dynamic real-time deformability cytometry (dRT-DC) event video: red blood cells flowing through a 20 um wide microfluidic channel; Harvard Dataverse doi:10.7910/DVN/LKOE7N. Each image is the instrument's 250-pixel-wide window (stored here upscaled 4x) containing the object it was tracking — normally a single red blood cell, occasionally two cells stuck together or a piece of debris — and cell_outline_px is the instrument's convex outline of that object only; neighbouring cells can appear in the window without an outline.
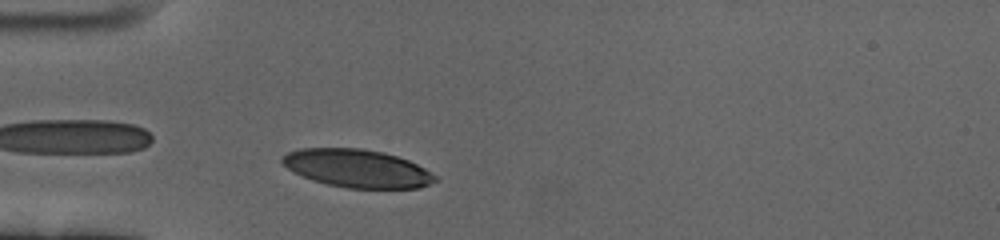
{"species": "human", "species_latin": "Homo sapiens", "temperature_condition": "cold", "stored_images_in_passage": 43, "camera_frame_rate_fps": 3000, "um_per_image_px": 0.085, "donor": {"sex": "female"}, "frame": {"image": 1, "passage_image": 5, "time_ms": 1.333, "image_size_px": [1000, 240], "cell_outline_px": [[436, 180], [420, 188], [348, 188], [328, 184], [312, 180], [292, 172], [280, 160], [280, 156], [288, 152], [300, 148], [360, 148], [384, 152], [408, 160], [424, 168], [436, 176]], "centroid_in_image_um": [30.31, 14.3], "position_along_channel_um": 54.7, "area_um2": 33.81}}
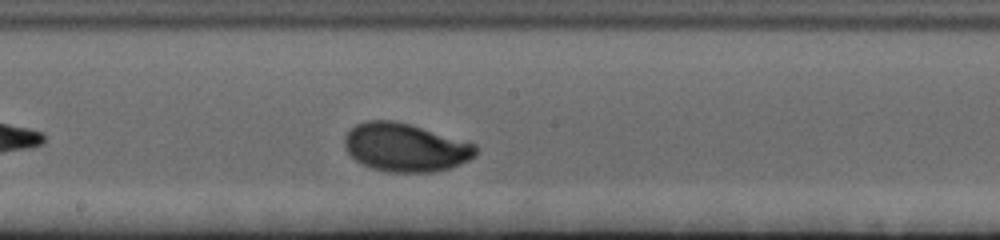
{"frame": {"image": 2, "passage_image": 20, "time_ms": 6.333, "image_size_px": [1000, 240], "cell_outline_px": [[476, 156], [460, 164], [448, 168], [432, 172], [388, 172], [372, 168], [356, 160], [344, 148], [344, 136], [356, 124], [364, 120], [396, 120], [476, 144]], "centroid_in_image_um": [34.43, 12.52], "position_along_channel_um": 213.8, "area_um2": 36.82}}
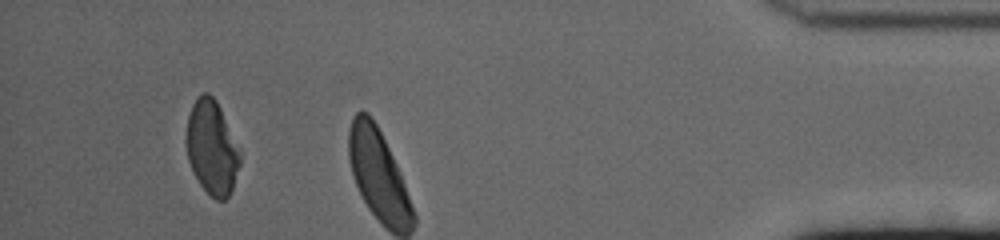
{"frame": {"image": 3, "passage_image": 40, "time_ms": 13.0, "image_size_px": [1000, 240], "cell_outline_px": [[240, 164], [232, 188], [228, 196], [224, 200], [216, 200], [200, 184], [188, 160], [184, 140], [188, 116], [192, 104], [196, 96], [200, 92], [208, 92], [216, 100], [240, 148]], "centroid_in_image_um": [17.99, 12.49], "position_along_channel_um": 417.2, "area_um2": 29.59}, "authors_computed_cell_mechanics": {"area_um2": 34.7378, "velocity_mm_per_s": 3.3888, "shape_relaxation_time_tau1_ms": 3.52, "shape_relaxation_time_tau2_ms": null, "deformation_change_tau1": 0.1834, "deformation_change_tau2": null}}